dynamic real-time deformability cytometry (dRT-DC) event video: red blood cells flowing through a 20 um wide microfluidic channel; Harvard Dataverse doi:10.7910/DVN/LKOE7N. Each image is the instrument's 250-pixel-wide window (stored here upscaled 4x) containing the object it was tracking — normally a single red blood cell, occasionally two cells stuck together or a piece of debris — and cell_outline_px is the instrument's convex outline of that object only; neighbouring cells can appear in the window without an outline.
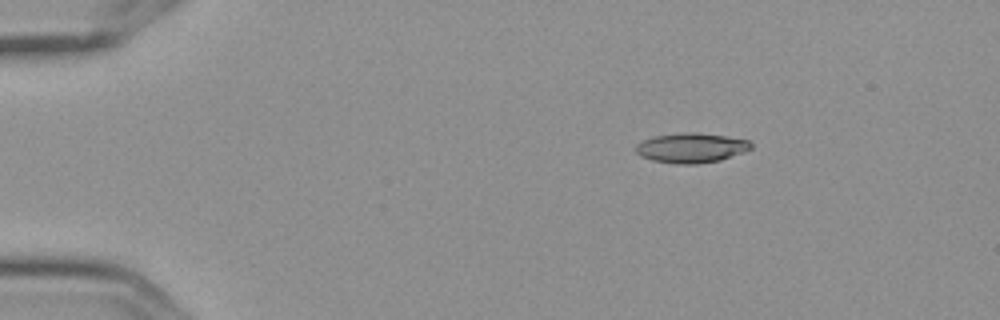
{"species": "Egyptian fruit bat (a non-hibernating species)", "species_latin": "Rousettus aegyptiacus", "temperature_condition": "cold", "stored_images_in_passage": 4, "camera_frame_rate_fps": 3000, "um_per_image_px": 0.085, "frame": {"image": 1, "passage_image": 2, "time_ms": 0.333, "image_size_px": [1000, 320], "cell_outline_px": [[752, 148], [744, 152], [720, 160], [696, 164], [676, 164], [652, 160], [640, 156], [636, 152], [636, 144], [652, 136], [684, 132], [696, 132], [724, 136], [748, 140], [752, 144]], "centroid_in_image_um": [58.74, 12.57], "position_along_channel_um": 26.3, "area_um2": 20.0}}